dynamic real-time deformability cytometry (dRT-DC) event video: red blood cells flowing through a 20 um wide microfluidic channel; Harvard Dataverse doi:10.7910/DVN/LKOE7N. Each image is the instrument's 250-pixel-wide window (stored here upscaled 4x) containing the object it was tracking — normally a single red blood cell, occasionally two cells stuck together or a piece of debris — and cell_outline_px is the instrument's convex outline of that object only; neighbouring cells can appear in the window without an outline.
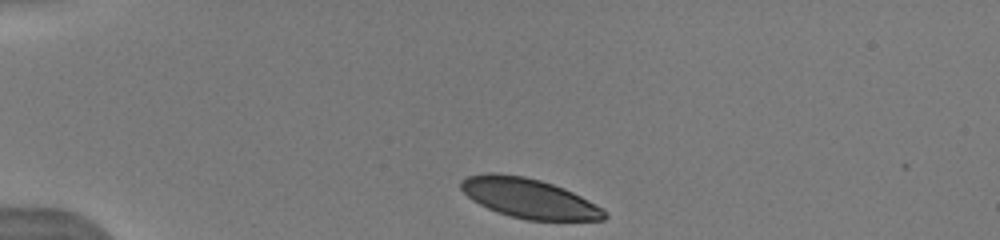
{"species": "human", "species_latin": "Homo sapiens", "temperature_condition": "warm", "stored_images_in_passage": 20, "camera_frame_rate_fps": 3000, "um_per_image_px": 0.085, "donor": {"sex": "male"}, "frame": {"image": 1, "passage_image": 1, "time_ms": 0.0, "image_size_px": [1000, 240], "cell_outline_px": [[608, 216], [604, 220], [528, 220], [512, 216], [488, 208], [472, 200], [460, 188], [460, 180], [468, 176], [488, 172], [496, 172], [524, 176], [540, 180], [564, 188], [596, 204]], "centroid_in_image_um": [44.94, 16.83], "position_along_channel_um": 40.1, "area_um2": 32.89}}